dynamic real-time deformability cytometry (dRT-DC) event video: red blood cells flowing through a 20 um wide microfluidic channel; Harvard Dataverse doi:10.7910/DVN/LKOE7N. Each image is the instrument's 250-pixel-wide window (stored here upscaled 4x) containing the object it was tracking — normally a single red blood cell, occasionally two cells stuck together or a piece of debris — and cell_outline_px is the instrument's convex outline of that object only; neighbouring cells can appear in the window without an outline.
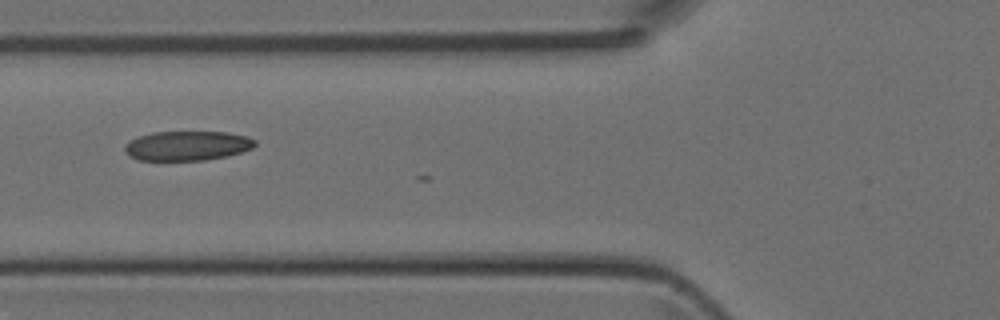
{"species": "Egyptian fruit bat (a non-hibernating species)", "species_latin": "Rousettus aegyptiacus", "temperature_condition": "room temperature", "stored_images_in_passage": 4, "camera_frame_rate_fps": 3000, "um_per_image_px": 0.085, "animal": {"sex": "female"}, "frame": {"image": 1, "passage_image": 3, "time_ms": 0.667, "image_size_px": [1000, 320], "cell_outline_px": [[256, 144], [252, 148], [228, 156], [204, 160], [136, 160], [128, 156], [124, 152], [124, 144], [128, 140], [152, 132], [228, 132], [248, 136], [256, 140]], "centroid_in_image_um": [15.88, 12.39], "position_along_channel_um": 109.9, "area_um2": 22.66}}